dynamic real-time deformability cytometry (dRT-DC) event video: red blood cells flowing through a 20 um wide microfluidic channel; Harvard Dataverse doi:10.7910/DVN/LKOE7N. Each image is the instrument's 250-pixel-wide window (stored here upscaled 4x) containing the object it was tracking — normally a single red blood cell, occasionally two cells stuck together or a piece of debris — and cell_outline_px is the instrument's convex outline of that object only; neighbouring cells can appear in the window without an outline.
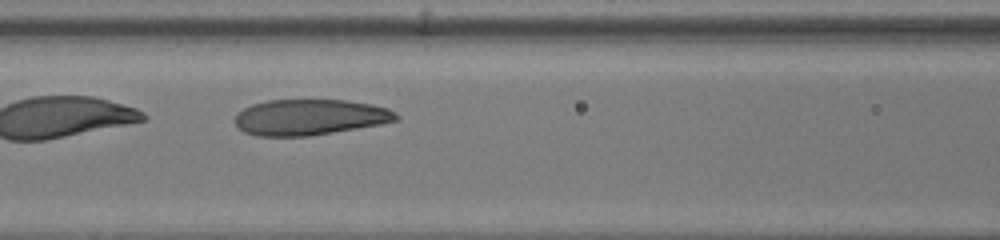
{"species": "human", "species_latin": "Homo sapiens", "temperature_condition": "warm", "stored_images_in_passage": 42, "segment_of_instrument_passage": [2, 2], "camera_frame_rate_fps": 3000, "um_per_image_px": 0.085, "donor": {"sex": "female"}, "frame": {"image": 1, "passage_image": 14, "time_ms": 4.333, "image_size_px": [1000, 240], "cell_outline_px": [[400, 120], [380, 124], [308, 136], [256, 136], [244, 132], [236, 124], [236, 112], [252, 104], [268, 100], [344, 100], [372, 104], [388, 108], [396, 112], [400, 116]], "centroid_in_image_um": [26.35, 9.96], "position_along_channel_um": 140.3, "area_um2": 33.64}}
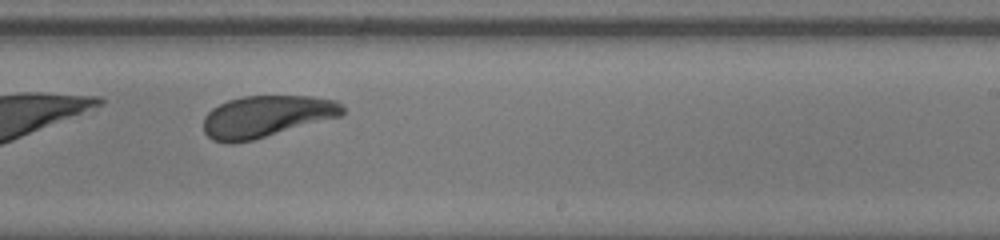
{"frame": {"image": 2, "passage_image": 23, "time_ms": 7.333, "image_size_px": [1000, 240], "cell_outline_px": [[344, 112], [340, 116], [252, 140], [232, 144], [228, 144], [212, 140], [204, 132], [204, 116], [212, 108], [228, 100], [244, 96], [312, 96], [336, 100], [344, 108]], "centroid_in_image_um": [22.61, 9.89], "position_along_channel_um": 266.4, "area_um2": 33.64}}
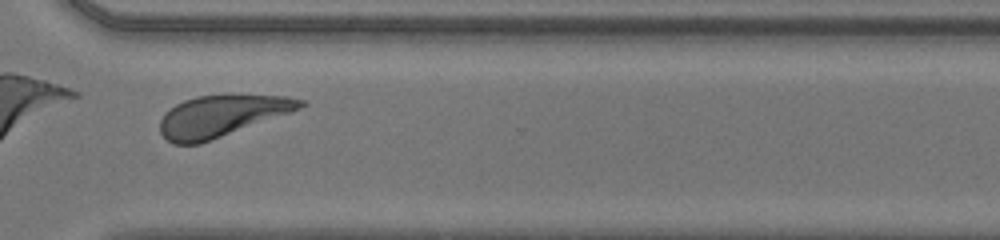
{"frame": {"image": 3, "passage_image": 29, "time_ms": 9.333, "image_size_px": [1000, 240], "cell_outline_px": [[308, 104], [292, 112], [200, 144], [172, 144], [160, 132], [160, 120], [164, 112], [176, 104], [184, 100], [196, 96], [284, 96], [308, 100]], "centroid_in_image_um": [18.83, 9.87], "position_along_channel_um": 351.8, "area_um2": 33.52}}